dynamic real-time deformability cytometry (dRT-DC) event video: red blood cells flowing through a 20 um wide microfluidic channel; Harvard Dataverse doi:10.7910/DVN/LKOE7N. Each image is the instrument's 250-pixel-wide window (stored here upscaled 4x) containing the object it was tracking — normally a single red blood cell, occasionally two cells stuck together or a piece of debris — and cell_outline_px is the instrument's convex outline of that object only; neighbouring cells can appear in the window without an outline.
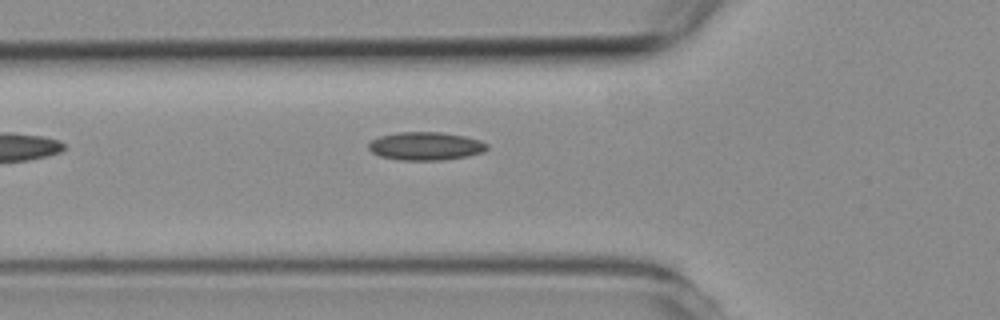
{"species": "common noctule bat (a hibernating species)", "species_latin": "Nyctalus noctula", "temperature_condition": "room temperature", "stored_images_in_passage": 3, "camera_frame_rate_fps": 3000, "um_per_image_px": 0.085, "animal": {"sex": "female", "body_mass_g": 19.3, "forearm_length_mm": 54.1}, "frame": {"image": 1, "passage_image": 3, "time_ms": 2.333, "image_size_px": [1000, 320], "cell_outline_px": [[488, 148], [484, 152], [468, 156], [444, 160], [400, 160], [380, 156], [372, 152], [368, 148], [368, 144], [372, 140], [380, 136], [400, 132], [440, 132], [464, 136], [480, 140], [488, 144]], "centroid_in_image_um": [36.2, 12.42], "position_along_channel_um": 89.6, "area_um2": 19.48}}